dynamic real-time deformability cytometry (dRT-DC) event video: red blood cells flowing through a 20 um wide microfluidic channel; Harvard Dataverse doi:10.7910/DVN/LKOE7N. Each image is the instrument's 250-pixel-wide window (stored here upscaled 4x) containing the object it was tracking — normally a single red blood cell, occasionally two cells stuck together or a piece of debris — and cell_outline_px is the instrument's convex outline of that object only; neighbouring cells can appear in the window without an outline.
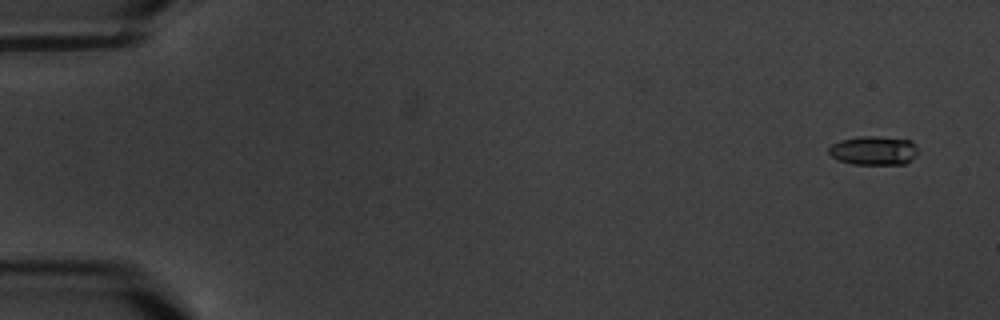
{"species": "common noctule bat (a hibernating species)", "species_latin": "Nyctalus noctula", "temperature_condition": "warm", "stored_images_in_passage": 7, "camera_frame_rate_fps": 3000, "um_per_image_px": 0.085, "animal": {"sex": "male", "body_mass_g": 20.1, "forearm_length_mm": 53.5}, "frame": {"image": 1, "passage_image": 2, "time_ms": 1.0, "image_size_px": [1000, 320], "cell_outline_px": [[916, 156], [912, 160], [904, 164], [852, 164], [836, 160], [828, 152], [828, 148], [832, 144], [840, 140], [860, 136], [876, 136], [912, 140], [916, 148]], "centroid_in_image_um": [74.24, 12.8], "position_along_channel_um": 10.8, "area_um2": 15.14}}
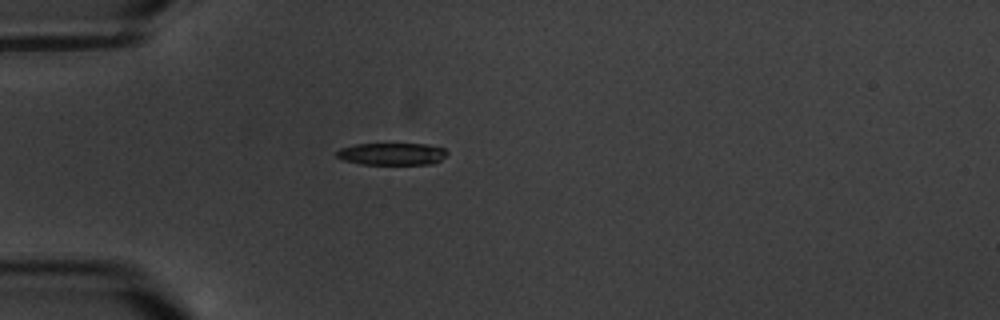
{"frame": {"image": 2, "passage_image": 6, "time_ms": 6.0, "image_size_px": [1000, 320], "cell_outline_px": [[448, 152], [440, 160], [432, 164], [360, 164], [344, 160], [336, 156], [336, 152], [340, 148], [356, 144], [424, 144], [444, 148]], "centroid_in_image_um": [33.3, 13.08], "position_along_channel_um": 51.7, "area_um2": 14.16}}